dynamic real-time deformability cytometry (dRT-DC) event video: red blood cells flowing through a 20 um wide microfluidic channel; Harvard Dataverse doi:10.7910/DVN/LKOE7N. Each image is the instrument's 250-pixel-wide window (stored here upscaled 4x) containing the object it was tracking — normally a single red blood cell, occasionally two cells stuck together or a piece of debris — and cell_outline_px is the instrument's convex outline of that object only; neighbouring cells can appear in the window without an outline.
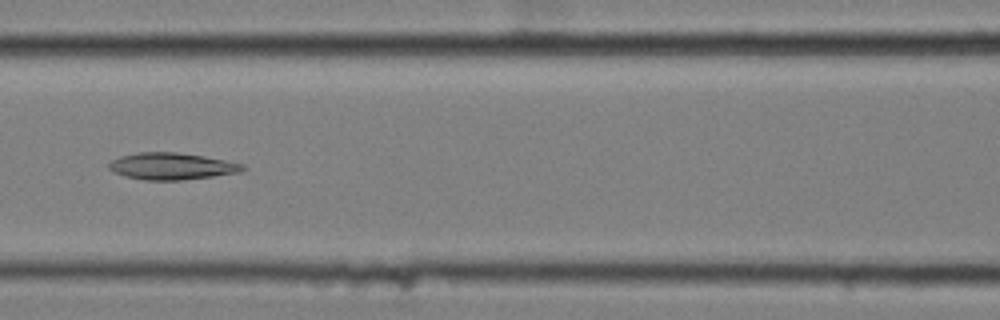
{"species": "common noctule bat (a hibernating species)", "species_latin": "Nyctalus noctula", "temperature_condition": "cold", "stored_images_in_passage": 12, "camera_frame_rate_fps": 3000, "um_per_image_px": 0.085, "animal": {"sex": "female", "body_mass_g": 25.1}, "frame": {"image": 1, "passage_image": 6, "time_ms": 1.667, "image_size_px": [1000, 320], "cell_outline_px": [[248, 168], [240, 172], [212, 176], [180, 180], [144, 180], [124, 176], [108, 168], [108, 164], [112, 160], [120, 156], [136, 152], [176, 152], [204, 156], [244, 164]], "centroid_in_image_um": [14.59, 14.12], "position_along_channel_um": 152.0, "area_um2": 20.87}}
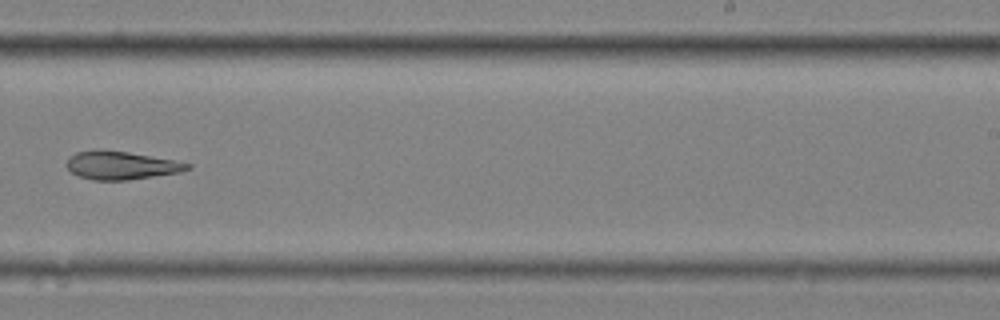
{"frame": {"image": 2, "passage_image": 9, "time_ms": 2.667, "image_size_px": [1000, 320], "cell_outline_px": [[192, 168], [180, 172], [128, 180], [92, 180], [80, 176], [72, 172], [68, 168], [68, 156], [76, 152], [96, 148], [128, 152], [172, 160], [192, 164]], "centroid_in_image_um": [10.28, 14.04], "position_along_channel_um": 278.7, "area_um2": 19.83}}
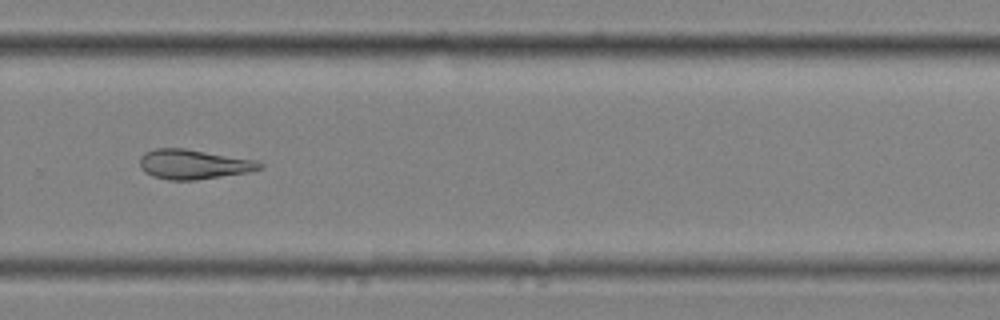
{"frame": {"image": 3, "passage_image": 10, "time_ms": 3.0, "image_size_px": [1000, 320], "cell_outline_px": [[264, 168], [248, 172], [196, 180], [168, 180], [152, 176], [144, 172], [140, 168], [140, 156], [144, 152], [156, 148], [184, 148], [256, 160], [264, 164]], "centroid_in_image_um": [16.43, 13.96], "position_along_channel_um": 313.4, "area_um2": 20.87}}